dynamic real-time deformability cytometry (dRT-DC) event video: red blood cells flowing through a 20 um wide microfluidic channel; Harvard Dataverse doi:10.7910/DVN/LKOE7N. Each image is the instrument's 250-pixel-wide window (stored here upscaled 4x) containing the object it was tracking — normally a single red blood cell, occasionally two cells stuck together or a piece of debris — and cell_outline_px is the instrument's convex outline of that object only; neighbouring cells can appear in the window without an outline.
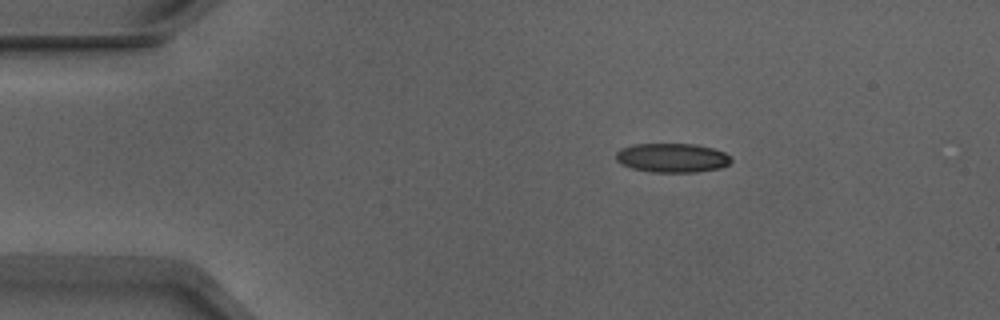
{"species": "Egyptian fruit bat (a non-hibernating species)", "species_latin": "Rousettus aegyptiacus", "temperature_condition": "warm", "stored_images_in_passage": 8, "camera_frame_rate_fps": 3000, "um_per_image_px": 0.085, "animal": {"sex": "male"}, "frame": {"image": 1, "passage_image": 1, "time_ms": 0.0, "image_size_px": [1000, 320], "cell_outline_px": [[732, 160], [728, 164], [720, 168], [696, 172], [652, 172], [632, 168], [620, 164], [616, 160], [616, 152], [620, 148], [632, 144], [696, 144], [712, 148], [724, 152], [732, 156]], "centroid_in_image_um": [57.12, 13.41], "position_along_channel_um": 27.9, "area_um2": 19.71}}